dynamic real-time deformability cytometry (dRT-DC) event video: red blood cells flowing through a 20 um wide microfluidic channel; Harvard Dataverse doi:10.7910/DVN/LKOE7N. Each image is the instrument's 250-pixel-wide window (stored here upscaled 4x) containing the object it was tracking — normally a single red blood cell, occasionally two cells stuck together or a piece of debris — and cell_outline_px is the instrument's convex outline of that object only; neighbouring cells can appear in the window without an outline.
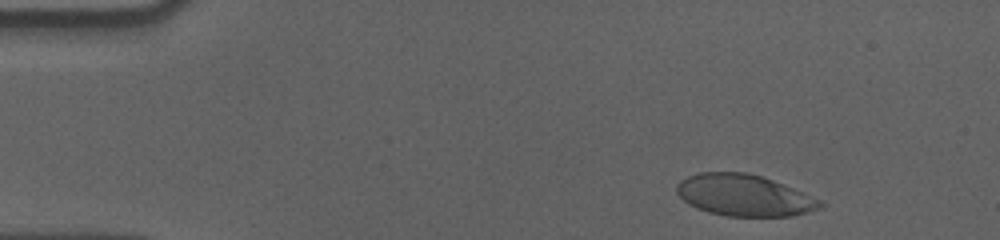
{"species": "human", "species_latin": "Homo sapiens", "temperature_condition": "cold", "stored_images_in_passage": 43, "camera_frame_rate_fps": 3000, "um_per_image_px": 0.085, "donor": {"sex": "male"}, "frame": {"image": 1, "passage_image": 2, "time_ms": 0.333, "image_size_px": [1000, 240], "cell_outline_px": [[824, 208], [792, 216], [728, 216], [708, 212], [696, 208], [688, 204], [676, 192], [676, 184], [680, 180], [688, 176], [700, 172], [744, 172], [760, 176], [772, 180], [804, 192], [824, 200]], "centroid_in_image_um": [63.28, 16.61], "position_along_channel_um": 21.7, "area_um2": 34.91}}
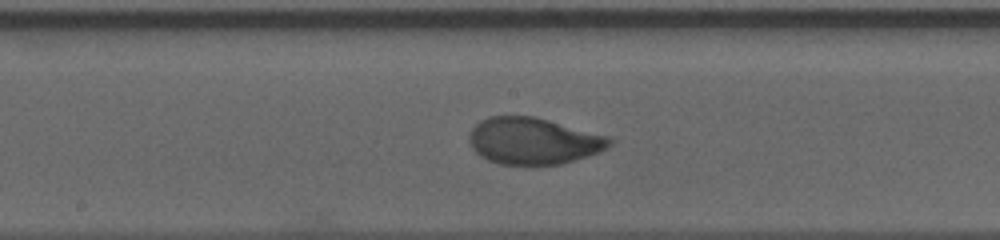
{"frame": {"image": 2, "passage_image": 25, "time_ms": 8.0, "image_size_px": [1000, 240], "cell_outline_px": [[616, 140], [612, 144], [600, 152], [564, 164], [500, 164], [488, 160], [480, 156], [472, 148], [468, 140], [468, 132], [480, 120], [488, 116], [536, 116], [608, 136]], "centroid_in_image_um": [45.34, 11.97], "position_along_channel_um": 202.9, "area_um2": 38.49}}
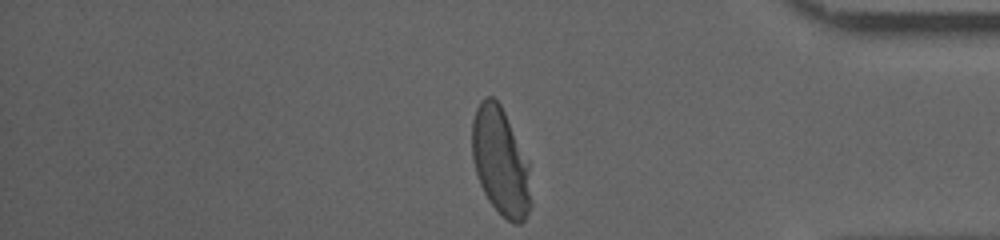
{"frame": {"image": 3, "passage_image": 43, "time_ms": 14.0, "image_size_px": [1000, 240], "cell_outline_px": [[532, 204], [524, 220], [520, 224], [512, 224], [488, 200], [480, 184], [472, 160], [472, 120], [476, 108], [480, 100], [484, 96], [492, 96], [500, 104], [528, 160]], "centroid_in_image_um": [42.54, 13.73], "position_along_channel_um": 392.7, "area_um2": 36.99}, "authors_computed_cell_mechanics": {"area_um2": 37.7434, "velocity_mm_per_s": 3.5489, "shape_relaxation_time_tau1_ms": 3.5476, "shape_relaxation_time_tau2_ms": null, "deformation_change_tau1": 0.1794, "deformation_change_tau2": null}}